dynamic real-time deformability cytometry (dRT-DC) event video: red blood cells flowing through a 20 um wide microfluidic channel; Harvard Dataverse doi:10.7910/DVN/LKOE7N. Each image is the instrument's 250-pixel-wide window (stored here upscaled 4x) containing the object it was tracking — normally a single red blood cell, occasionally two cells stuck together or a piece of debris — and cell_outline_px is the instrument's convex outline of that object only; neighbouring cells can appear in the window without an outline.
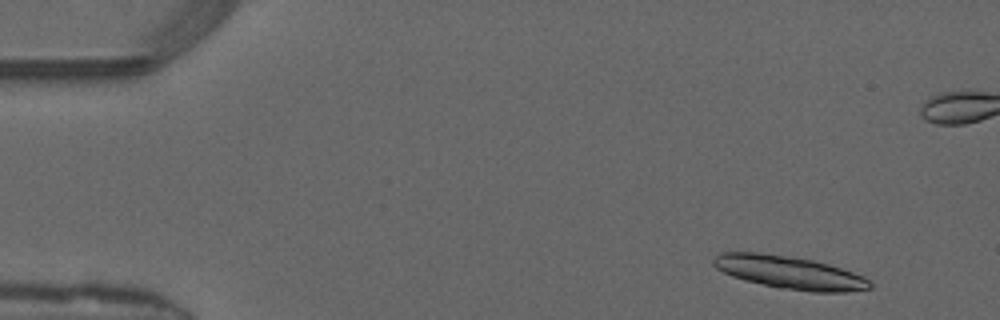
{"species": "common noctule bat (a hibernating species)", "species_latin": "Nyctalus noctula", "temperature_condition": "warm", "stored_images_in_passage": 21, "camera_frame_rate_fps": 3000, "um_per_image_px": 0.085, "animal": {"sex": "male", "forearm_length_mm": 52.5}, "frame": {"image": 1, "passage_image": 4, "time_ms": 1.0, "image_size_px": [1000, 320], "cell_outline_px": [[872, 288], [844, 292], [812, 292], [780, 288], [744, 280], [732, 276], [716, 268], [712, 264], [712, 260], [720, 252], [760, 252], [792, 256], [812, 260], [828, 264], [864, 276], [872, 284]], "centroid_in_image_um": [67.09, 23.15], "position_along_channel_um": 17.9, "area_um2": 30.0}}